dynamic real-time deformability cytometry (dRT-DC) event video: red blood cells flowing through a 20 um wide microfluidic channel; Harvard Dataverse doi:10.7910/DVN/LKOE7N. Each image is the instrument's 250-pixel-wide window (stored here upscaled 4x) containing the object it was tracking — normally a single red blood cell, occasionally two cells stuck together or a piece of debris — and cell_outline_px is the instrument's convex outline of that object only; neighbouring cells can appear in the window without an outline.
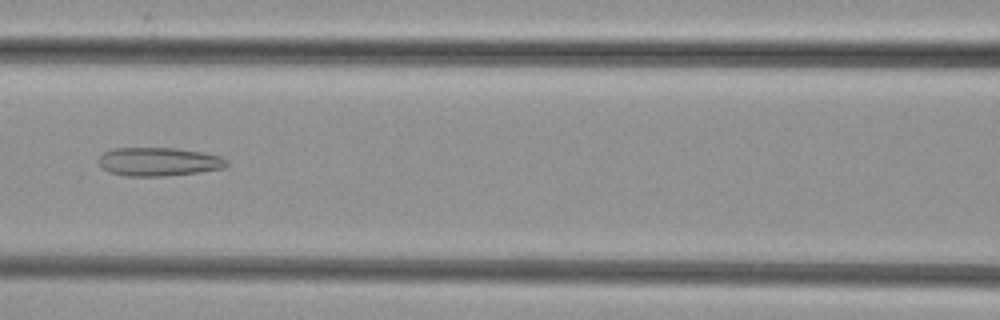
{"species": "common noctule bat (a hibernating species)", "species_latin": "Nyctalus noctula", "temperature_condition": "cold", "stored_images_in_passage": 52, "camera_frame_rate_fps": 3000, "um_per_image_px": 0.085, "animal": {"sex": "female", "body_mass_g": 29.2, "forearm_length_mm": 56.3}, "frame": {"image": 1, "passage_image": 24, "time_ms": 7.667, "image_size_px": [1000, 320], "cell_outline_px": [[228, 164], [224, 168], [196, 172], [164, 176], [128, 176], [108, 172], [100, 164], [100, 156], [104, 152], [112, 148], [176, 148], [200, 152], [220, 156], [228, 160]], "centroid_in_image_um": [13.49, 13.74], "position_along_channel_um": 153.1, "area_um2": 21.1}}
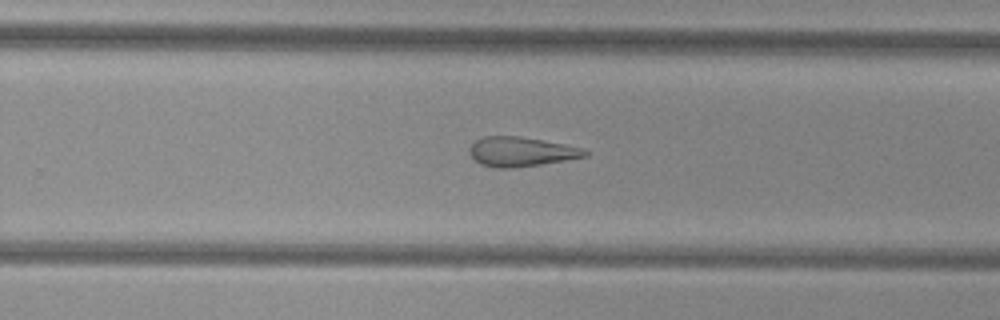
{"frame": {"image": 2, "passage_image": 34, "time_ms": 11.0, "image_size_px": [1000, 320], "cell_outline_px": [[588, 156], [540, 164], [512, 168], [496, 168], [480, 164], [468, 152], [468, 148], [476, 140], [484, 136], [520, 136], [564, 144], [584, 148], [588, 152]], "centroid_in_image_um": [44.28, 12.89], "position_along_channel_um": 285.5, "area_um2": 19.77}}
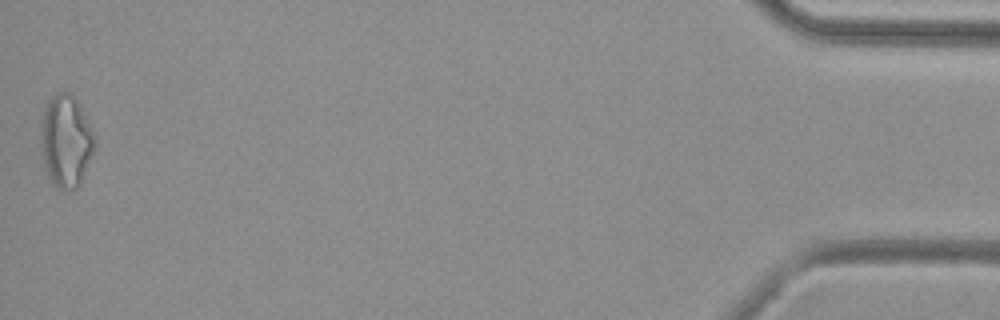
{"frame": {"image": 3, "passage_image": 52, "time_ms": 17.0, "image_size_px": [1000, 320], "cell_outline_px": [[96, 148], [76, 188], [64, 192], [56, 188], [48, 176], [44, 164], [40, 144], [40, 120], [44, 108], [48, 100], [56, 92], [68, 92], [80, 104], [92, 128], [96, 140]], "centroid_in_image_um": [5.59, 11.97], "position_along_channel_um": 429.6, "area_um2": 29.36}}